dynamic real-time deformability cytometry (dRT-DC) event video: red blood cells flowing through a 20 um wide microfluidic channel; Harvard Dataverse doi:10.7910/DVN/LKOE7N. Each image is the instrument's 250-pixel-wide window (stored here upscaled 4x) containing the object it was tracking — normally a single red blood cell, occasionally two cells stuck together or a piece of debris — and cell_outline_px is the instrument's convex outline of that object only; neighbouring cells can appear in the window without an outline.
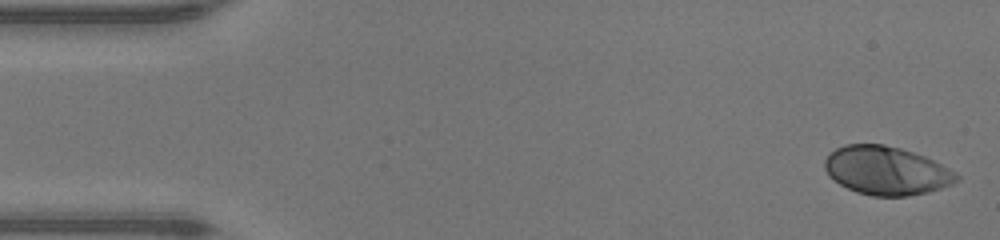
{"species": "human", "species_latin": "Homo sapiens", "temperature_condition": "warm", "stored_images_in_passage": 47, "camera_frame_rate_fps": 3000, "um_per_image_px": 0.085, "donor": {"sex": "male"}, "frame": {"image": 1, "passage_image": 1, "time_ms": 0.0, "image_size_px": [1000, 240], "cell_outline_px": [[960, 180], [952, 184], [928, 192], [908, 196], [872, 196], [856, 192], [840, 184], [828, 176], [824, 168], [824, 160], [836, 148], [844, 144], [884, 144], [900, 148], [924, 156], [956, 172], [960, 176]], "centroid_in_image_um": [75.33, 14.51], "position_along_channel_um": 9.7, "area_um2": 37.28}}
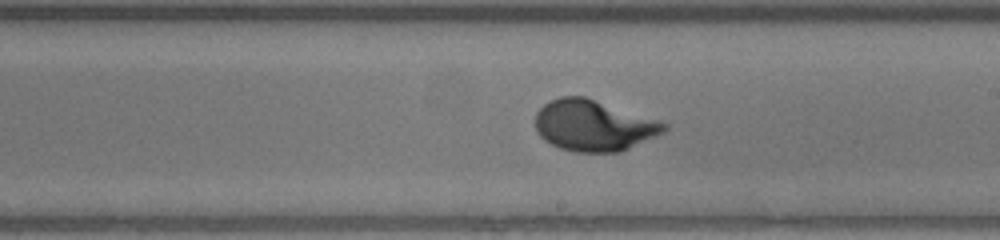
{"frame": {"image": 2, "passage_image": 26, "time_ms": 8.333, "image_size_px": [1000, 240], "cell_outline_px": [[668, 128], [664, 132], [620, 152], [576, 152], [560, 148], [544, 140], [536, 132], [536, 112], [544, 104], [560, 96], [584, 96], [668, 124]], "centroid_in_image_um": [50.42, 10.68], "position_along_channel_um": 238.6, "area_um2": 37.86}}
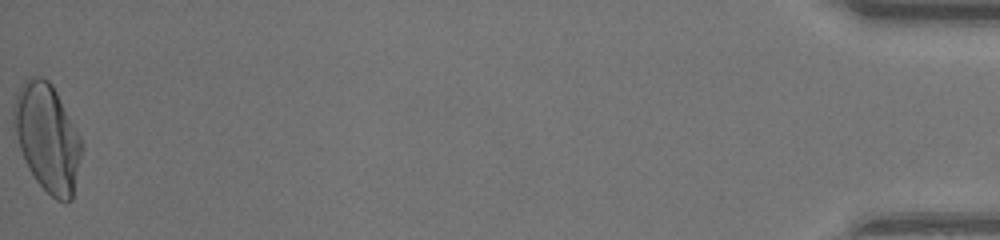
{"frame": {"image": 3, "passage_image": 47, "time_ms": 15.333, "image_size_px": [1000, 240], "cell_outline_px": [[84, 144], [72, 200], [64, 204], [56, 200], [36, 180], [28, 168], [24, 160], [20, 148], [12, 120], [12, 108], [16, 92], [24, 80], [32, 76], [40, 76], [48, 80], [52, 84], [80, 136]], "centroid_in_image_um": [4.02, 11.7], "position_along_channel_um": 431.2, "area_um2": 42.77}, "authors_computed_cell_mechanics": {"area_um2": 37.3966, "velocity_mm_per_s": 4.3427, "shape_relaxation_time_tau1_ms": 3.3547, "shape_relaxation_time_tau2_ms": null, "deformation_change_tau1": 0.2195, "deformation_change_tau2": null}}